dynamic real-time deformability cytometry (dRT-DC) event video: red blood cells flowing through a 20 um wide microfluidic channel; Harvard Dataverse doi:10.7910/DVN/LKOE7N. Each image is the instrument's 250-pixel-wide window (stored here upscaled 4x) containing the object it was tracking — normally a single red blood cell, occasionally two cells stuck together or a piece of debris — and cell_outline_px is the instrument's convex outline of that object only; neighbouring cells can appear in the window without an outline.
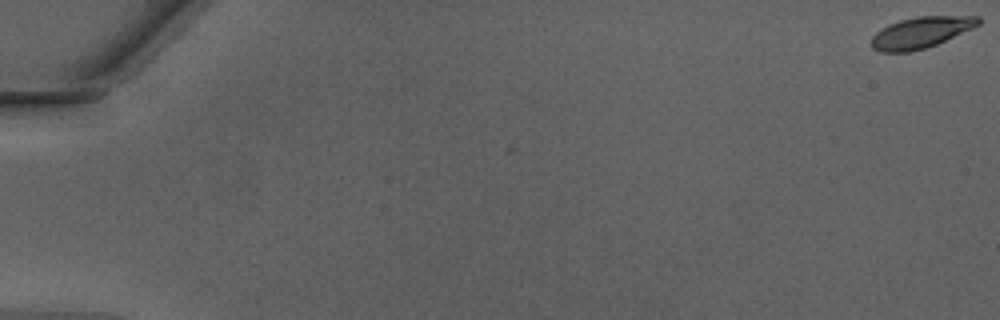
{"species": "Egyptian fruit bat (a non-hibernating species)", "species_latin": "Rousettus aegyptiacus", "temperature_condition": "warm", "stored_images_in_passage": 3, "camera_frame_rate_fps": 3000, "um_per_image_px": 0.085, "animal": {"sex": "male"}, "frame": {"image": 1, "passage_image": 1, "time_ms": 0.0, "image_size_px": [1000, 320], "cell_outline_px": [[980, 24], [972, 28], [936, 44], [912, 52], [880, 52], [872, 48], [868, 44], [872, 36], [880, 28], [888, 24], [900, 20], [916, 16], [980, 16]], "centroid_in_image_um": [78.2, 2.76], "position_along_channel_um": 6.8, "area_um2": 19.54}}